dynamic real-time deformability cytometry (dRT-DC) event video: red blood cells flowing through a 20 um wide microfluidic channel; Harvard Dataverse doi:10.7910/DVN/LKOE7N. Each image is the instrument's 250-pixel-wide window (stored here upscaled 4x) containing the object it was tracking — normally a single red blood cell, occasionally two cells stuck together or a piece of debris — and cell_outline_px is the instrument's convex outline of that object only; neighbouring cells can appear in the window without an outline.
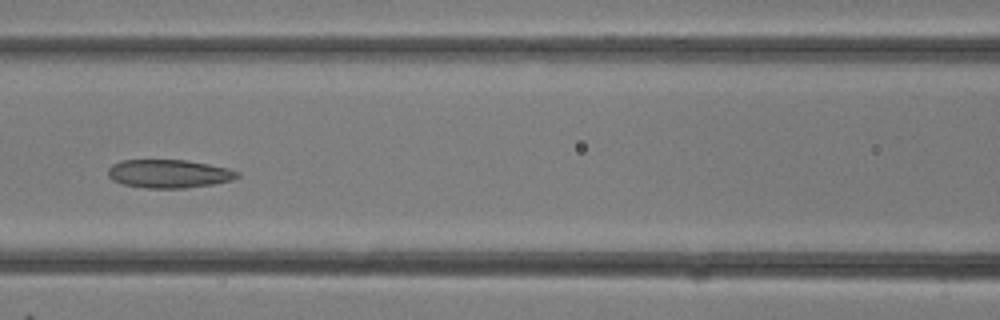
{"species": "common noctule bat (a hibernating species)", "species_latin": "Nyctalus noctula", "temperature_condition": "room temperature", "stored_images_in_passage": 33, "segment_of_instrument_passage": [1, 2], "camera_frame_rate_fps": 3000, "um_per_image_px": 0.085, "animal": {"sex": "female"}, "frame": {"image": 1, "passage_image": 14, "time_ms": 4.333, "image_size_px": [1000, 320], "cell_outline_px": [[240, 176], [232, 180], [212, 184], [184, 188], [144, 188], [124, 184], [112, 180], [108, 176], [108, 168], [112, 164], [120, 160], [184, 160], [208, 164], [228, 168], [240, 172]], "centroid_in_image_um": [14.34, 14.76], "position_along_channel_um": 152.3, "area_um2": 21.39}}
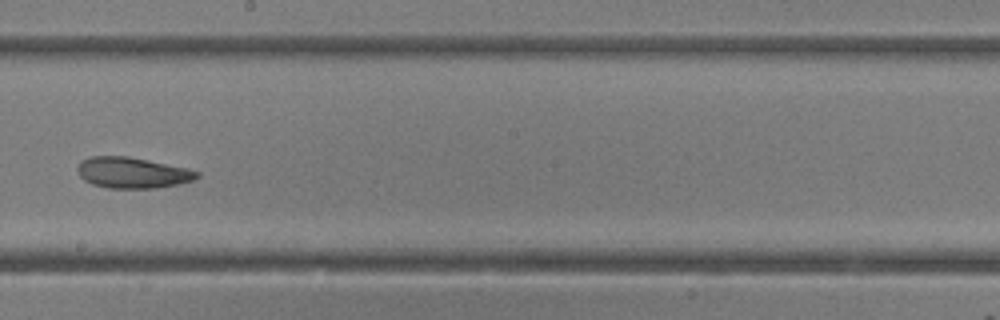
{"frame": {"image": 2, "passage_image": 18, "time_ms": 5.667, "image_size_px": [1000, 320], "cell_outline_px": [[200, 176], [192, 180], [180, 184], [156, 188], [108, 188], [92, 184], [84, 180], [80, 176], [76, 168], [80, 160], [92, 156], [128, 156], [188, 168], [200, 172]], "centroid_in_image_um": [11.25, 14.68], "position_along_channel_um": 237.0, "area_um2": 21.68}}
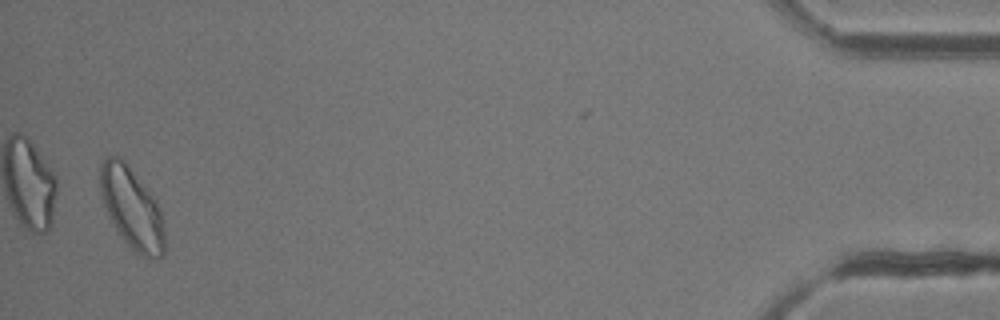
{"frame": {"image": 3, "passage_image": 31, "time_ms": 10.0, "image_size_px": [1000, 320], "cell_outline_px": [[164, 256], [156, 260], [140, 256], [116, 232], [104, 204], [100, 192], [100, 164], [108, 156], [120, 156], [124, 160], [156, 200], [160, 212], [164, 232]], "centroid_in_image_um": [11.2, 17.71], "position_along_channel_um": 424.0, "area_um2": 30.35}}